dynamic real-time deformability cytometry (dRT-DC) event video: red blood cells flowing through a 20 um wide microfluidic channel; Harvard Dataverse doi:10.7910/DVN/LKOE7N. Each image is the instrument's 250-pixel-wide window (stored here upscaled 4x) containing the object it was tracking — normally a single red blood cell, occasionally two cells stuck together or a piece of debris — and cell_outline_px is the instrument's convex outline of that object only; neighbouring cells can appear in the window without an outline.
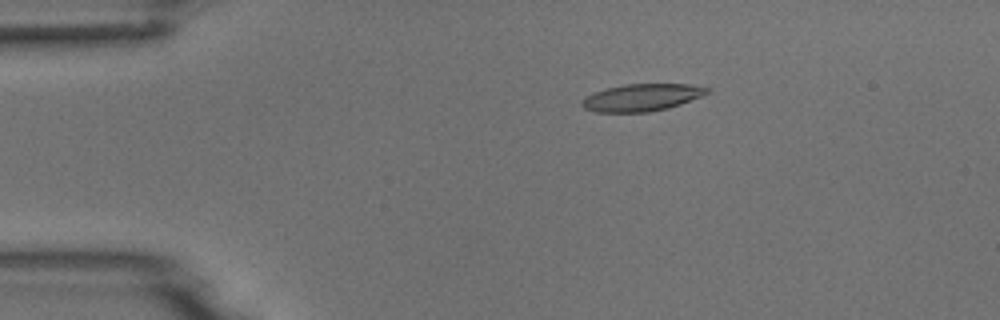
{"species": "common noctule bat (a hibernating species)", "species_latin": "Nyctalus noctula", "temperature_condition": "room temperature", "stored_images_in_passage": 6, "camera_frame_rate_fps": 3000, "um_per_image_px": 0.085, "animal": {"sex": "male", "body_mass_g": 18.8}, "frame": {"image": 1, "passage_image": 2, "time_ms": 2.0, "image_size_px": [1000, 320], "cell_outline_px": [[712, 92], [680, 104], [668, 108], [648, 112], [596, 112], [584, 108], [580, 104], [580, 100], [596, 92], [608, 88], [624, 84], [688, 84], [712, 88]], "centroid_in_image_um": [54.59, 8.28], "position_along_channel_um": 30.4, "area_um2": 19.83}}
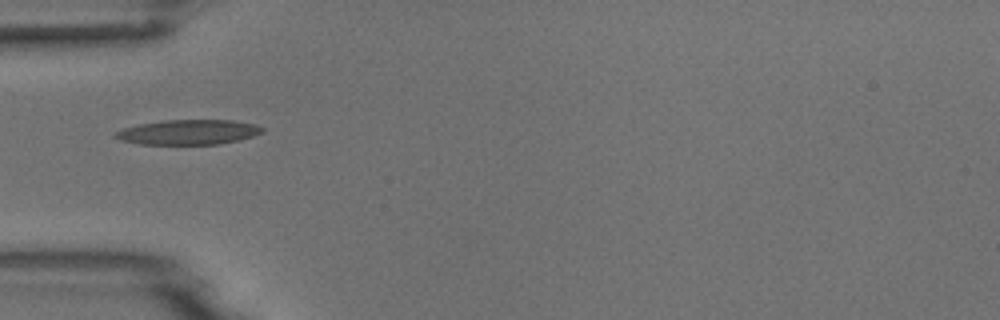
{"frame": {"image": 2, "passage_image": 4, "time_ms": 4.333, "image_size_px": [1000, 320], "cell_outline_px": [[264, 132], [240, 140], [216, 144], [140, 144], [120, 140], [112, 136], [112, 132], [124, 128], [140, 124], [160, 120], [232, 120], [256, 124], [264, 128]], "centroid_in_image_um": [15.99, 11.23], "position_along_channel_um": 69.0, "area_um2": 21.44}}